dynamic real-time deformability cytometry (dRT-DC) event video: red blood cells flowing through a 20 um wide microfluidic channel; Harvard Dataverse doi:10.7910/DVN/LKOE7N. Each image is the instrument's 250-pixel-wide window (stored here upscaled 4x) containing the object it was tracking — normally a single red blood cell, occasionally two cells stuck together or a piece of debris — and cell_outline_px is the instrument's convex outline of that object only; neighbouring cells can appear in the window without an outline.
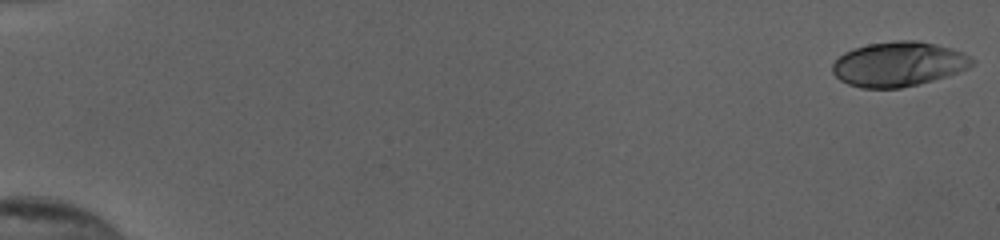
{"species": "human", "species_latin": "Homo sapiens", "temperature_condition": "cold", "stored_images_in_passage": 54, "camera_frame_rate_fps": 3000, "um_per_image_px": 0.085, "donor": {"sex": "female"}, "frame": {"image": 1, "passage_image": 1, "time_ms": 0.0, "image_size_px": [1000, 240], "cell_outline_px": [[976, 60], [968, 68], [932, 80], [900, 88], [860, 88], [848, 84], [840, 80], [832, 72], [832, 64], [844, 52], [868, 44], [896, 40], [916, 40], [936, 44], [964, 52]], "centroid_in_image_um": [76.36, 5.44], "position_along_channel_um": 8.6, "area_um2": 36.13}}
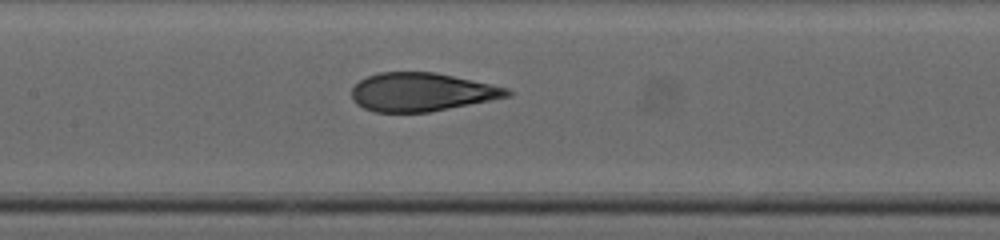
{"frame": {"image": 2, "passage_image": 28, "time_ms": 9.0, "image_size_px": [1000, 240], "cell_outline_px": [[512, 96], [428, 112], [372, 112], [356, 104], [352, 100], [352, 88], [360, 80], [368, 76], [380, 72], [436, 72], [508, 88], [512, 92]], "centroid_in_image_um": [35.82, 7.82], "position_along_channel_um": 171.6, "area_um2": 34.74}}
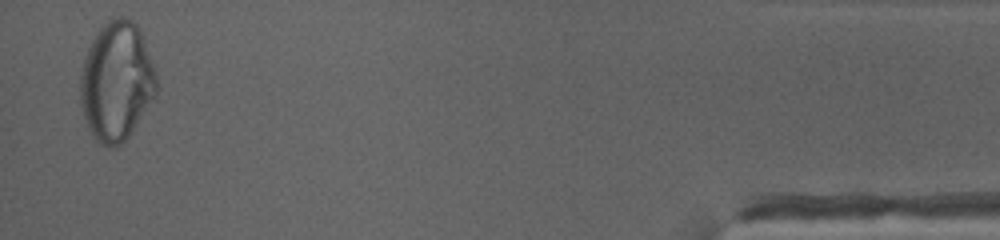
{"frame": {"image": 3, "passage_image": 53, "time_ms": 17.333, "image_size_px": [1000, 240], "cell_outline_px": [[156, 92], [132, 132], [120, 144], [112, 148], [108, 148], [100, 144], [92, 136], [88, 128], [80, 104], [80, 72], [84, 56], [100, 24], [116, 16], [124, 16], [132, 20], [140, 28], [156, 72]], "centroid_in_image_um": [9.88, 6.89], "position_along_channel_um": 425.3, "area_um2": 53.23}, "authors_computed_cell_mechanics": {"area_um2": 35.9805, "velocity_mm_per_s": 3.897, "shape_relaxation_time_tau1_ms": 8.436, "shape_relaxation_time_tau2_ms": 0.9254, "deformation_change_tau1": 0.2844, "deformation_change_tau2": 0.0712}}